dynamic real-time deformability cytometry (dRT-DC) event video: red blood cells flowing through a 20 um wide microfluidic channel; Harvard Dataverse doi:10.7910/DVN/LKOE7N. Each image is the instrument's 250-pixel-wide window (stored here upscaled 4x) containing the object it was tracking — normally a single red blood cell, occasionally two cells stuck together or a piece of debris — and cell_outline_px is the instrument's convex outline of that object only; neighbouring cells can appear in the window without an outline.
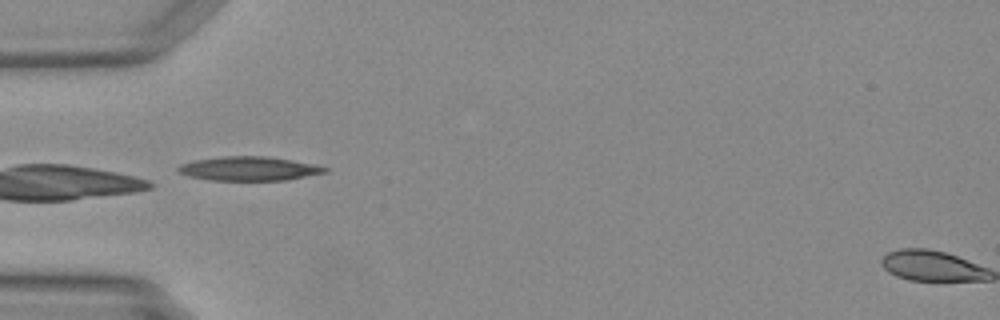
{"species": "Egyptian fruit bat (a non-hibernating species)", "species_latin": "Rousettus aegyptiacus", "temperature_condition": "warm", "stored_images_in_passage": 20, "camera_frame_rate_fps": 3000, "um_per_image_px": 0.085, "animal": {"sex": "female"}, "frame": {"image": 1, "passage_image": 1, "time_ms": 0.0, "image_size_px": [1000, 320], "cell_outline_px": [[328, 172], [288, 180], [212, 180], [188, 176], [180, 172], [176, 168], [180, 164], [192, 160], [224, 156], [268, 156], [292, 160], [328, 168]], "centroid_in_image_um": [21.14, 14.33], "position_along_channel_um": 63.9, "area_um2": 20.52}}